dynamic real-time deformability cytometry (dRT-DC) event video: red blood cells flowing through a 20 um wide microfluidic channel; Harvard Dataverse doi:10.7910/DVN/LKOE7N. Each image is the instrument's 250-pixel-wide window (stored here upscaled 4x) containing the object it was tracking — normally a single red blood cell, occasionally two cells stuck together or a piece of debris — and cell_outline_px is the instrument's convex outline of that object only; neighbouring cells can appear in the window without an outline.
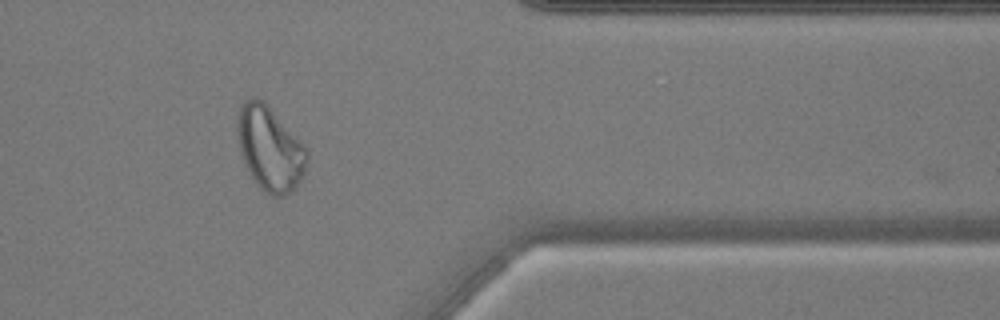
{"species": "common noctule bat (a hibernating species)", "species_latin": "Nyctalus noctula", "temperature_condition": "warm", "stored_images_in_passage": 51, "camera_frame_rate_fps": 3000, "um_per_image_px": 0.085, "animal": {"sex": "male", "body_mass_g": 17.9, "forearm_length_mm": 54.2}, "frame": {"image": 1, "passage_image": 43, "time_ms": 14.0, "image_size_px": [1000, 320], "cell_outline_px": [[308, 160], [304, 176], [296, 188], [284, 196], [272, 196], [260, 188], [256, 184], [240, 152], [236, 128], [236, 116], [240, 104], [244, 100], [252, 96], [256, 96], [264, 100], [268, 104], [308, 152]], "centroid_in_image_um": [22.91, 12.6], "position_along_channel_um": 388.5, "area_um2": 34.33}}